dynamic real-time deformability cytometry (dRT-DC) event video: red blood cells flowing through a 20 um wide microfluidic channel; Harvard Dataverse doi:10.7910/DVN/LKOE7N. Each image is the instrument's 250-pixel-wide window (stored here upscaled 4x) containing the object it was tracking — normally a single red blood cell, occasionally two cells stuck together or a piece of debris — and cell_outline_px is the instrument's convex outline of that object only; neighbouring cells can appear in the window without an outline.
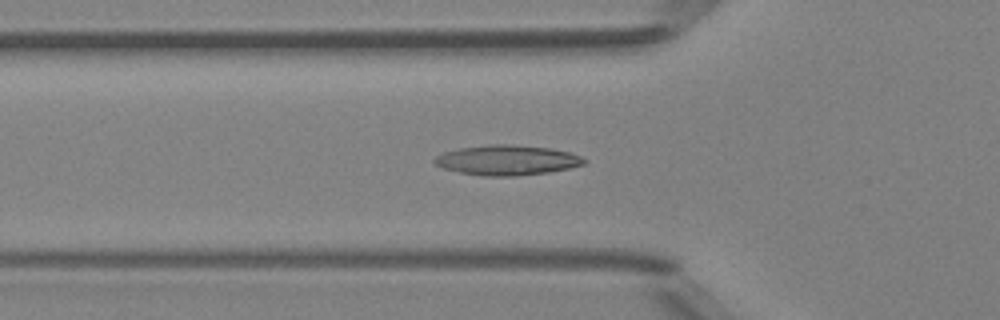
{"species": "Egyptian fruit bat (a non-hibernating species)", "species_latin": "Rousettus aegyptiacus", "temperature_condition": "room temperature", "stored_images_in_passage": 50, "camera_frame_rate_fps": 3000, "um_per_image_px": 0.085, "animal": {"sex": "female"}, "frame": {"image": 1, "passage_image": 17, "time_ms": 5.333, "image_size_px": [1000, 320], "cell_outline_px": [[588, 160], [584, 164], [568, 168], [548, 172], [516, 176], [484, 176], [460, 172], [444, 168], [436, 164], [432, 160], [436, 156], [444, 152], [460, 148], [492, 144], [508, 144], [552, 148], [572, 152]], "centroid_in_image_um": [43.13, 13.61], "position_along_channel_um": 82.7, "area_um2": 26.13}}
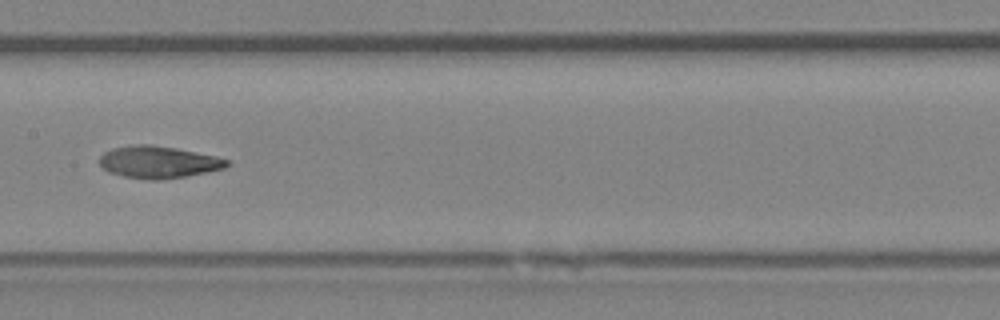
{"frame": {"image": 2, "passage_image": 25, "time_ms": 8.0, "image_size_px": [1000, 320], "cell_outline_px": [[228, 164], [224, 168], [184, 176], [156, 180], [152, 180], [124, 176], [108, 172], [100, 164], [100, 156], [104, 152], [112, 148], [136, 144], [148, 144], [176, 148], [216, 156], [228, 160]], "centroid_in_image_um": [13.43, 13.76], "position_along_channel_um": 194.0, "area_um2": 23.47}}
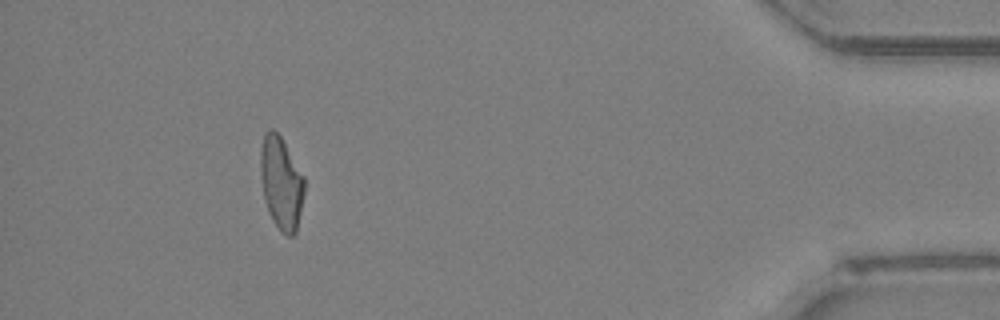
{"frame": {"image": 3, "passage_image": 45, "time_ms": 14.667, "image_size_px": [1000, 320], "cell_outline_px": [[304, 192], [296, 232], [292, 236], [288, 236], [272, 220], [268, 212], [264, 200], [260, 172], [260, 152], [264, 132], [268, 128], [272, 128], [280, 136], [304, 176]], "centroid_in_image_um": [23.88, 15.52], "position_along_channel_um": 411.3, "area_um2": 23.52}, "authors_computed_cell_mechanics": {"area_um2": 23.987, "velocity_mm_per_s": 4.1746, "shape_relaxation_time_tau1_ms": null, "shape_relaxation_time_tau2_ms": 4.3342, "deformation_change_tau1": null, "deformation_change_tau2": 0.1085}}